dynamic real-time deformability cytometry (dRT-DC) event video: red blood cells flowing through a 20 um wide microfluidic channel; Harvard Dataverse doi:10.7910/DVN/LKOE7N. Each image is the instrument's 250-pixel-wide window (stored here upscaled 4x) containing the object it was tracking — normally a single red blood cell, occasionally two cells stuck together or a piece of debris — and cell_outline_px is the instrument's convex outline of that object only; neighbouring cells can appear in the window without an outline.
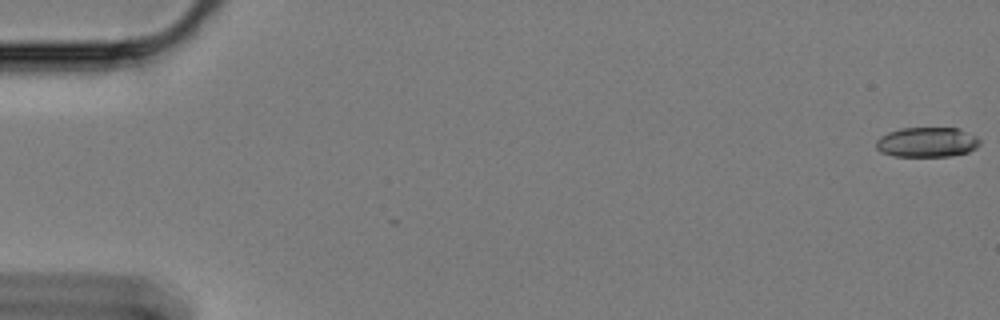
{"species": "Egyptian fruit bat (a non-hibernating species)", "species_latin": "Rousettus aegyptiacus", "temperature_condition": "cold", "stored_images_in_passage": 62, "camera_frame_rate_fps": 3000, "um_per_image_px": 0.085, "animal": {"sex": "female"}, "frame": {"image": 1, "passage_image": 1, "time_ms": 0.0, "image_size_px": [1000, 320], "cell_outline_px": [[980, 144], [976, 148], [968, 152], [952, 156], [892, 156], [880, 152], [876, 148], [876, 140], [880, 136], [888, 132], [900, 128], [960, 128], [976, 136], [980, 140]], "centroid_in_image_um": [78.79, 12.08], "position_along_channel_um": 6.2, "area_um2": 18.26}}
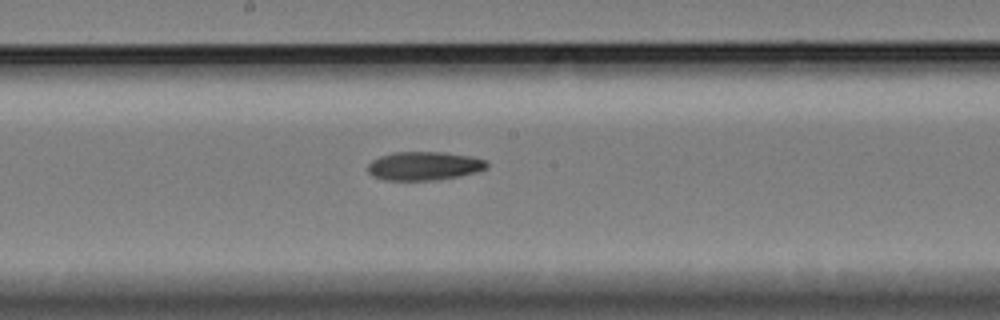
{"frame": {"image": 2, "passage_image": 34, "time_ms": 11.0, "image_size_px": [1000, 320], "cell_outline_px": [[488, 168], [476, 172], [436, 180], [384, 180], [372, 176], [368, 172], [368, 164], [372, 160], [380, 156], [392, 152], [444, 152], [472, 156], [484, 160], [488, 164]], "centroid_in_image_um": [36.03, 14.1], "position_along_channel_um": 212.2, "area_um2": 19.88}}
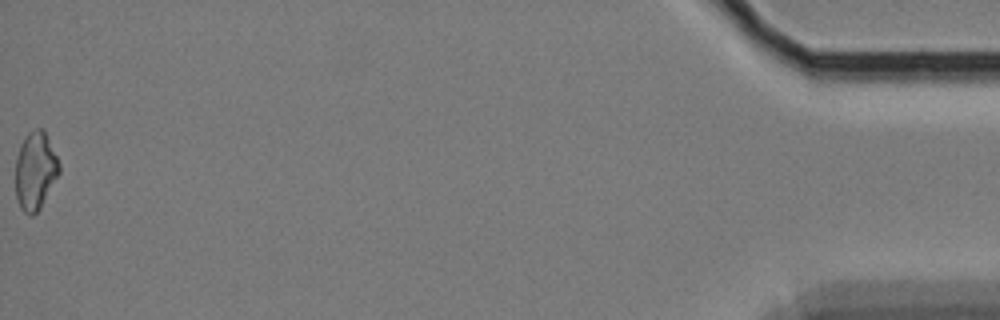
{"frame": {"image": 3, "passage_image": 62, "time_ms": 20.333, "image_size_px": [1000, 320], "cell_outline_px": [[60, 172], [40, 208], [32, 216], [28, 216], [20, 208], [16, 196], [16, 160], [20, 144], [24, 136], [28, 132], [36, 128], [44, 128], [60, 164]], "centroid_in_image_um": [3.0, 14.5], "position_along_channel_um": 432.2, "area_um2": 19.94}, "authors_computed_cell_mechanics": {"area_um2": 19.7965, "velocity_mm_per_s": 3.351, "shape_relaxation_time_tau1_ms": 6.3864, "shape_relaxation_time_tau2_ms": 7.11, "deformation_change_tau1": 0.1493, "deformation_change_tau2": 0.1469}}